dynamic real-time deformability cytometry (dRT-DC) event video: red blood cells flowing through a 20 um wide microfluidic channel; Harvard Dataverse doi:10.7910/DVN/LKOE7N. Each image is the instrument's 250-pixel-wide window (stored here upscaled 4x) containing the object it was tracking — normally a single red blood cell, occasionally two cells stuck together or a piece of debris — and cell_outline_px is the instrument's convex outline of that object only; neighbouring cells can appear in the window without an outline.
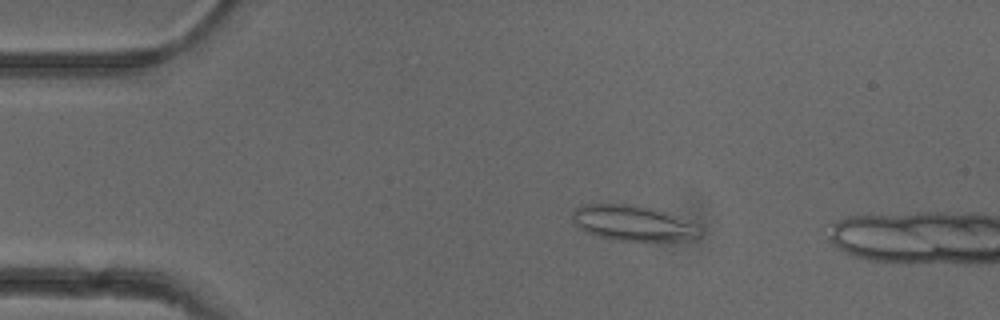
{"species": "common noctule bat (a hibernating species)", "species_latin": "Nyctalus noctula", "temperature_condition": "cold", "stored_images_in_passage": 6, "camera_frame_rate_fps": 3000, "um_per_image_px": 0.085, "animal": {"sex": "female"}, "frame": {"image": 1, "passage_image": 2, "time_ms": 0.333, "image_size_px": [1000, 320], "cell_outline_px": [[700, 236], [688, 240], [616, 240], [600, 236], [576, 228], [572, 220], [572, 212], [580, 204], [628, 204], [652, 208], [680, 216], [696, 224], [700, 228]], "centroid_in_image_um": [53.79, 18.95], "position_along_channel_um": 31.2, "area_um2": 26.36}}